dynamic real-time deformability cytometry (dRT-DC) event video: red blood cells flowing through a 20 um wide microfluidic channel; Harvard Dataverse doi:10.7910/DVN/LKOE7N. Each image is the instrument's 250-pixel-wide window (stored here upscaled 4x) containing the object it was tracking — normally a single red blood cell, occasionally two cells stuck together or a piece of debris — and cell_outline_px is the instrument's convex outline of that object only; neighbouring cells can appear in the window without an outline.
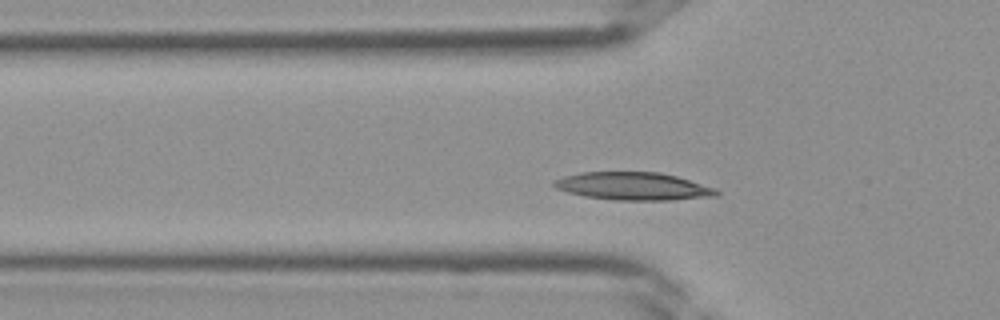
{"species": "Egyptian fruit bat (a non-hibernating species)", "species_latin": "Rousettus aegyptiacus", "temperature_condition": "room temperature", "stored_images_in_passage": 35, "camera_frame_rate_fps": 3000, "um_per_image_px": 0.085, "frame": {"image": 1, "passage_image": 7, "time_ms": 2.0, "image_size_px": [1000, 320], "cell_outline_px": [[720, 196], [672, 200], [616, 200], [584, 196], [568, 192], [556, 188], [552, 184], [552, 180], [564, 176], [580, 172], [660, 172], [676, 176], [716, 188], [720, 192]], "centroid_in_image_um": [53.84, 15.83], "position_along_channel_um": 72.0, "area_um2": 26.47}}
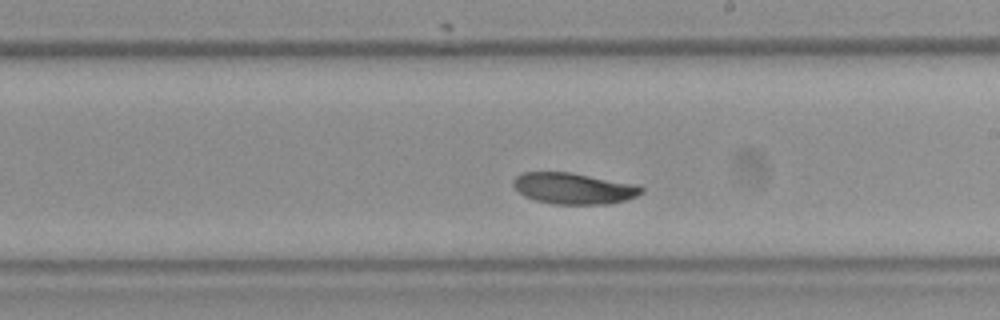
{"frame": {"image": 2, "passage_image": 17, "time_ms": 5.333, "image_size_px": [1000, 320], "cell_outline_px": [[644, 192], [628, 200], [608, 204], [552, 204], [536, 200], [524, 196], [512, 184], [512, 180], [516, 176], [524, 172], [572, 172], [636, 184], [644, 188]], "centroid_in_image_um": [48.79, 16.01], "position_along_channel_um": 240.2, "area_um2": 23.47}}
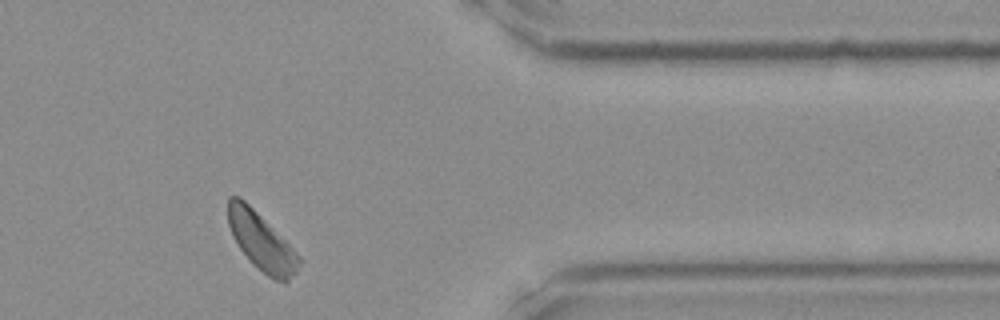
{"frame": {"image": 3, "passage_image": 27, "time_ms": 8.667, "image_size_px": [1000, 320], "cell_outline_px": [[300, 264], [296, 272], [288, 280], [276, 280], [268, 276], [252, 264], [240, 248], [232, 236], [228, 224], [228, 196], [240, 196], [292, 248], [300, 260]], "centroid_in_image_um": [22.16, 20.53], "position_along_channel_um": 389.2, "area_um2": 23.0}}